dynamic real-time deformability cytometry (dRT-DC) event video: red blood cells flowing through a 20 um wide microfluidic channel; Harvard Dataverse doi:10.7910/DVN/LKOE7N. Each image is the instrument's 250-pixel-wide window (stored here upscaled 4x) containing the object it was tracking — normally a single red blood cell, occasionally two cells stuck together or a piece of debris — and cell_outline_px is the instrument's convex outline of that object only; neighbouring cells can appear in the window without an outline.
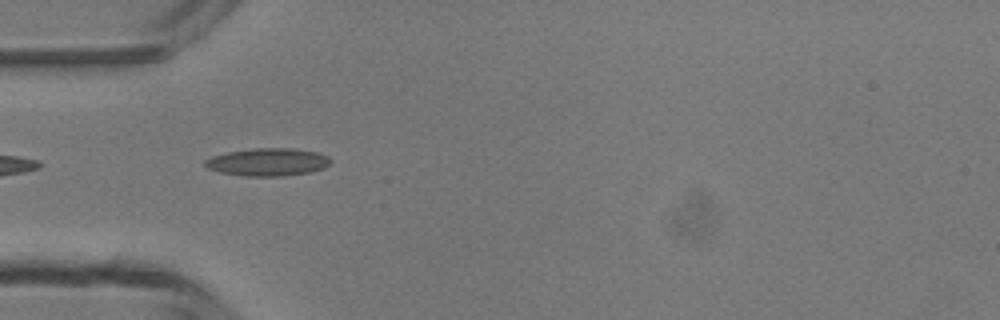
{"species": "common noctule bat (a hibernating species)", "species_latin": "Nyctalus noctula", "temperature_condition": "room temperature", "stored_images_in_passage": 6, "camera_frame_rate_fps": 3000, "um_per_image_px": 0.085, "animal": {"sex": "male", "body_mass_g": 13.3}, "frame": {"image": 1, "passage_image": 5, "time_ms": 4.333, "image_size_px": [1000, 320], "cell_outline_px": [[332, 160], [324, 168], [308, 172], [284, 176], [244, 176], [220, 172], [208, 168], [204, 164], [204, 160], [212, 156], [228, 152], [256, 148], [292, 148], [320, 152], [328, 156]], "centroid_in_image_um": [22.78, 13.77], "position_along_channel_um": 62.2, "area_um2": 20.29}}
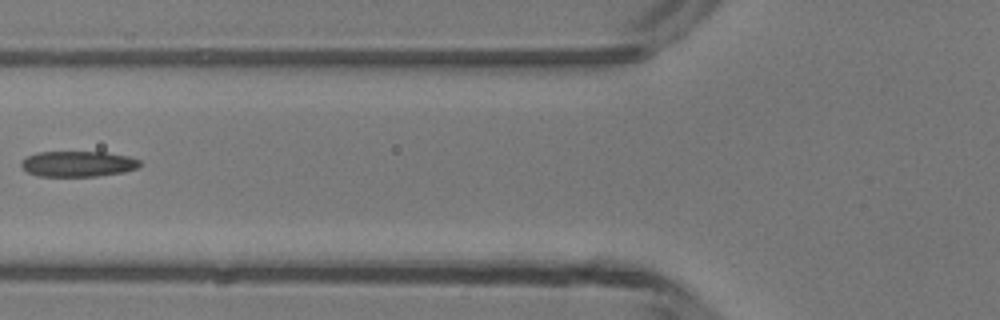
{"frame": {"image": 2, "passage_image": 6, "time_ms": 5.667, "image_size_px": [1000, 320], "cell_outline_px": [[140, 168], [124, 172], [96, 176], [36, 176], [28, 172], [20, 164], [28, 156], [36, 152], [104, 152], [128, 156], [140, 160]], "centroid_in_image_um": [6.66, 13.93], "position_along_channel_um": 119.1, "area_um2": 17.69}}